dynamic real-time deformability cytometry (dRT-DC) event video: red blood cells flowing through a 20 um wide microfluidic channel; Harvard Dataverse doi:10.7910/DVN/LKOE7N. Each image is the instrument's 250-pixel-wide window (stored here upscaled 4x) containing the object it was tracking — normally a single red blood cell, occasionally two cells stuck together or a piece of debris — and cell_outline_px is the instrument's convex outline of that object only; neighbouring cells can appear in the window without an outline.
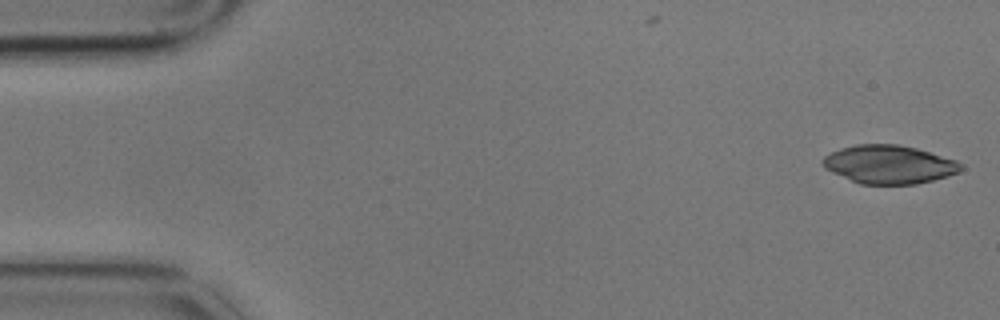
{"species": "common noctule bat (a hibernating species)", "species_latin": "Nyctalus noctula", "temperature_condition": "cold", "stored_images_in_passage": 3, "camera_frame_rate_fps": 3000, "um_per_image_px": 0.085, "animal": {"sex": "male", "body_mass_g": 17.9}, "frame": {"image": 1, "passage_image": 1, "time_ms": 0.0, "image_size_px": [1000, 320], "cell_outline_px": [[964, 168], [960, 172], [948, 176], [916, 184], [860, 184], [832, 172], [824, 168], [820, 164], [820, 160], [824, 156], [840, 148], [856, 144], [900, 144], [916, 148], [956, 160], [964, 164]], "centroid_in_image_um": [75.57, 13.97], "position_along_channel_um": 9.4, "area_um2": 31.15}}